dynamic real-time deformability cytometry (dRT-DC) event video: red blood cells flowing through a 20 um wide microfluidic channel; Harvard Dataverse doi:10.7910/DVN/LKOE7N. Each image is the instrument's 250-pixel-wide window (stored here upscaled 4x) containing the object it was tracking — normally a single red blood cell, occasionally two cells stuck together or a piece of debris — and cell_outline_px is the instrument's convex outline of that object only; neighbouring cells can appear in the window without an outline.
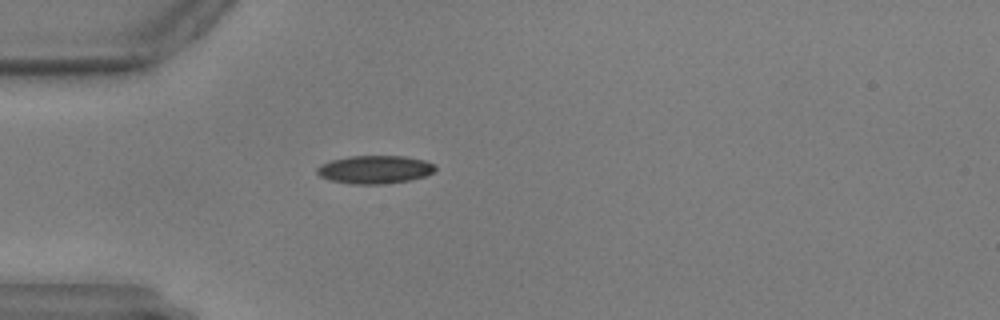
{"species": "common noctule bat (a hibernating species)", "species_latin": "Nyctalus noctula", "temperature_condition": "warm", "stored_images_in_passage": 44, "camera_frame_rate_fps": 3000, "um_per_image_px": 0.085, "animal": {"sex": "male", "body_mass_g": 17.9, "forearm_length_mm": 54.2}, "frame": {"image": 1, "passage_image": 2, "time_ms": 0.333, "image_size_px": [1000, 320], "cell_outline_px": [[436, 168], [432, 172], [424, 176], [408, 180], [380, 184], [352, 184], [332, 180], [320, 176], [316, 172], [316, 168], [320, 164], [332, 160], [348, 156], [404, 156], [424, 160], [432, 164]], "centroid_in_image_um": [31.82, 14.4], "position_along_channel_um": 53.2, "area_um2": 19.13}}
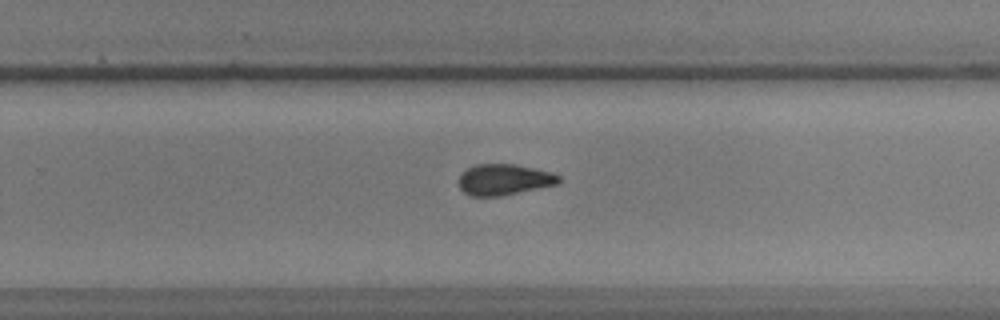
{"frame": {"image": 2, "passage_image": 23, "time_ms": 7.333, "image_size_px": [1000, 320], "cell_outline_px": [[560, 184], [496, 196], [472, 196], [464, 192], [460, 188], [460, 172], [476, 164], [516, 164], [552, 172], [560, 176]], "centroid_in_image_um": [42.86, 15.25], "position_along_channel_um": 286.9, "area_um2": 17.98}}
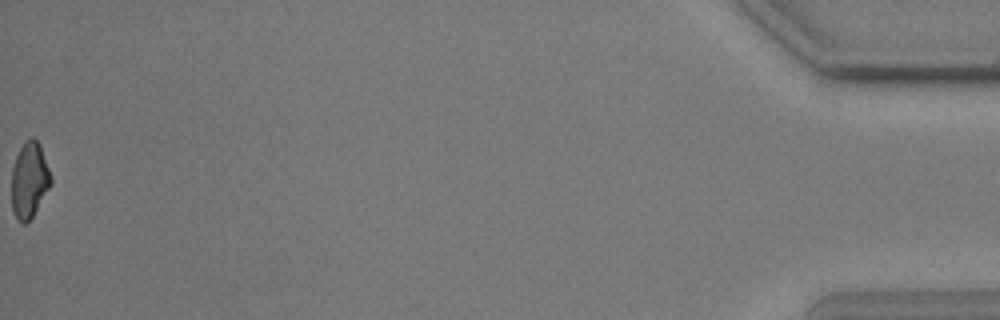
{"frame": {"image": 3, "passage_image": 44, "time_ms": 14.333, "image_size_px": [1000, 320], "cell_outline_px": [[52, 184], [32, 216], [24, 224], [12, 212], [12, 168], [16, 156], [24, 140], [32, 136], [40, 144], [52, 180]], "centroid_in_image_um": [2.49, 15.27], "position_along_channel_um": 432.7, "area_um2": 17.17}}